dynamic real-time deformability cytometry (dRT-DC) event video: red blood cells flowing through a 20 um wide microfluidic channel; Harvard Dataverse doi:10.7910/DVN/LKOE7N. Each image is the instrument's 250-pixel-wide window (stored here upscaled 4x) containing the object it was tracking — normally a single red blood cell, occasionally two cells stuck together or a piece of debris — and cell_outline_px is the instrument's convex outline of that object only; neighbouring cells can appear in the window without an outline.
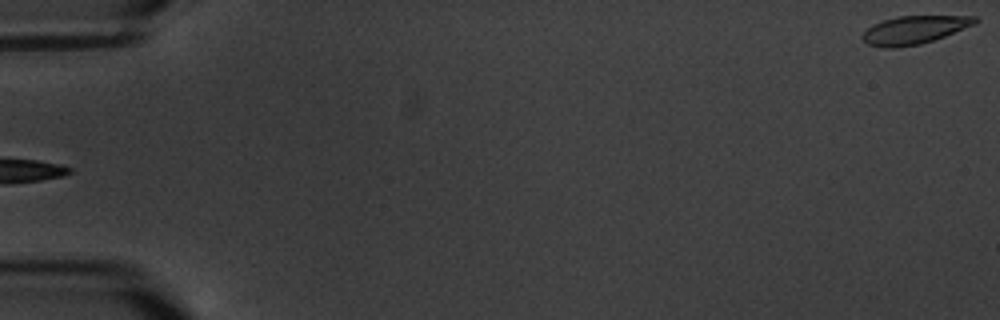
{"species": "common noctule bat (a hibernating species)", "species_latin": "Nyctalus noctula", "temperature_condition": "warm", "stored_images_in_passage": 5, "camera_frame_rate_fps": 3000, "um_per_image_px": 0.085, "animal": {"sex": "male", "body_mass_g": 20.1, "forearm_length_mm": 53.5}, "frame": {"image": 1, "passage_image": 5, "time_ms": 5.667, "image_size_px": [1000, 320], "cell_outline_px": [[980, 20], [976, 24], [944, 36], [920, 44], [896, 48], [884, 48], [868, 44], [860, 36], [872, 24], [896, 16], [976, 16]], "centroid_in_image_um": [77.71, 2.54], "position_along_channel_um": 7.3, "area_um2": 18.44}}